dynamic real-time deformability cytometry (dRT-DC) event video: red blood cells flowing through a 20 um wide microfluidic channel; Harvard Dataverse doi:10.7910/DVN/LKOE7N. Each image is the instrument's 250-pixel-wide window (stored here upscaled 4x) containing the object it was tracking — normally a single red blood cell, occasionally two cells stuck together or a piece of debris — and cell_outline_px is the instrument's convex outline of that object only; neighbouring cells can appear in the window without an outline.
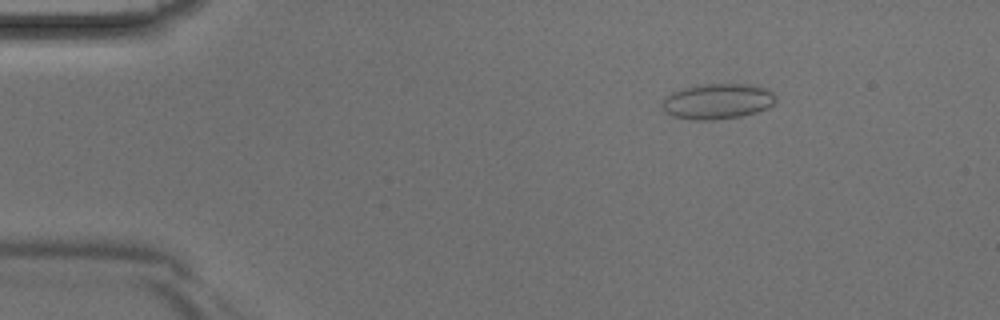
{"species": "Egyptian fruit bat (a non-hibernating species)", "species_latin": "Rousettus aegyptiacus", "temperature_condition": "room temperature", "stored_images_in_passage": 28, "camera_frame_rate_fps": 3000, "um_per_image_px": 0.085, "animal": {"sex": "male"}, "frame": {"image": 1, "passage_image": 2, "time_ms": 0.333, "image_size_px": [1000, 320], "cell_outline_px": [[776, 100], [768, 108], [756, 112], [740, 116], [712, 120], [696, 120], [672, 116], [664, 112], [660, 108], [660, 104], [672, 92], [696, 84], [752, 84], [764, 88], [772, 92], [776, 96]], "centroid_in_image_um": [60.96, 8.61], "position_along_channel_um": 24.0, "area_um2": 23.58}}
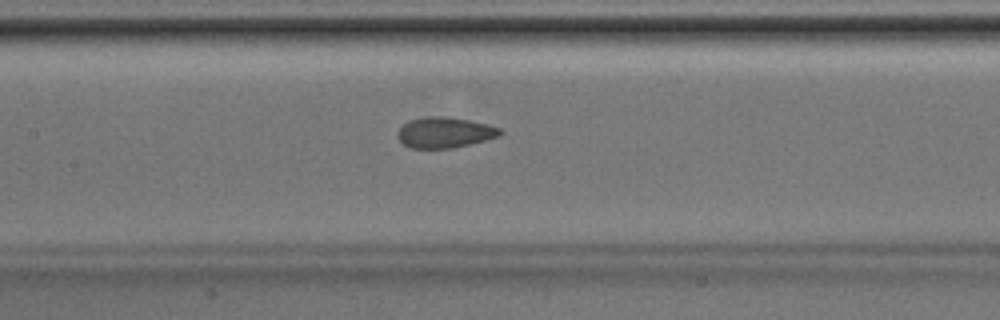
{"frame": {"image": 2, "passage_image": 16, "time_ms": 5.0, "image_size_px": [1000, 320], "cell_outline_px": [[504, 132], [500, 136], [452, 148], [412, 148], [404, 144], [396, 136], [396, 132], [408, 120], [424, 116], [444, 116], [468, 120], [488, 124], [500, 128]], "centroid_in_image_um": [37.78, 11.25], "position_along_channel_um": 169.6, "area_um2": 18.32}}
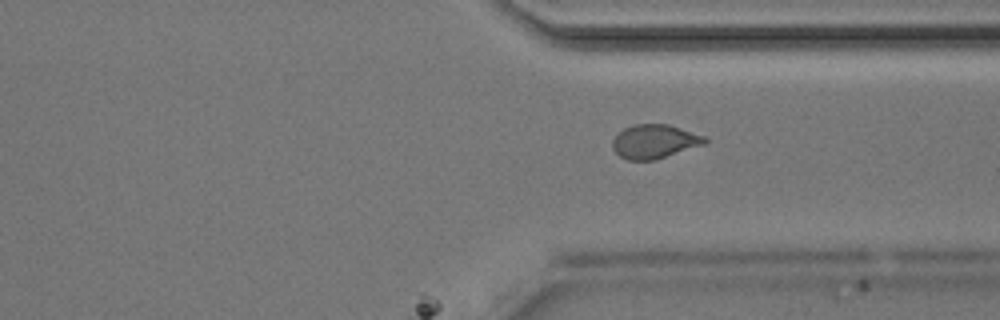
{"frame": {"image": 3, "passage_image": 28, "time_ms": 9.0, "image_size_px": [1000, 320], "cell_outline_px": [[708, 140], [704, 144], [656, 160], [628, 160], [620, 156], [612, 148], [612, 140], [624, 128], [636, 124], [668, 124], [708, 136]], "centroid_in_image_um": [55.66, 12.02], "position_along_channel_um": 355.7, "area_um2": 18.32}}